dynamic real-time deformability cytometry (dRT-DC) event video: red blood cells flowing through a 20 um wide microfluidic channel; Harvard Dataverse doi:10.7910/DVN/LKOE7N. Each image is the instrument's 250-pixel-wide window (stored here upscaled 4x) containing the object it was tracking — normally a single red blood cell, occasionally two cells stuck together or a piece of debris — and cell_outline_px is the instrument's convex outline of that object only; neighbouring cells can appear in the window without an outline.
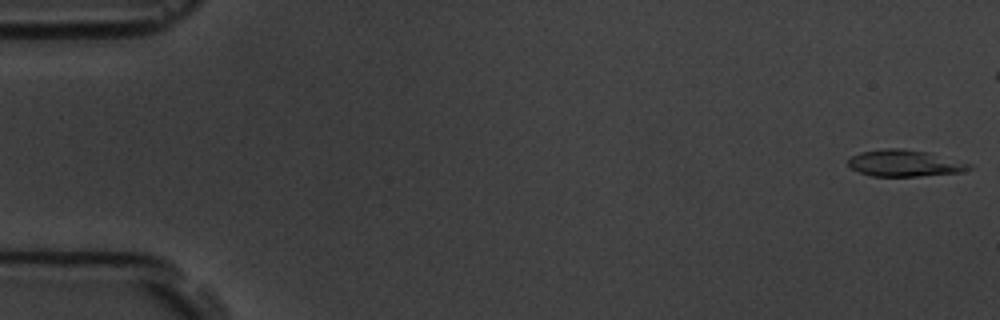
{"species": "common noctule bat (a hibernating species)", "species_latin": "Nyctalus noctula", "temperature_condition": "room temperature", "stored_images_in_passage": 7, "camera_frame_rate_fps": 3000, "um_per_image_px": 0.085, "animal": {"sex": "male", "body_mass_g": 19.5, "forearm_length_mm": 54.6}, "frame": {"image": 1, "passage_image": 1, "time_ms": 0.0, "image_size_px": [1000, 320], "cell_outline_px": [[972, 168], [964, 172], [920, 176], [872, 176], [860, 172], [852, 168], [848, 164], [848, 160], [852, 156], [860, 152], [884, 148], [900, 148], [928, 152], [972, 164]], "centroid_in_image_um": [76.92, 13.87], "position_along_channel_um": 8.1, "area_um2": 18.73}}
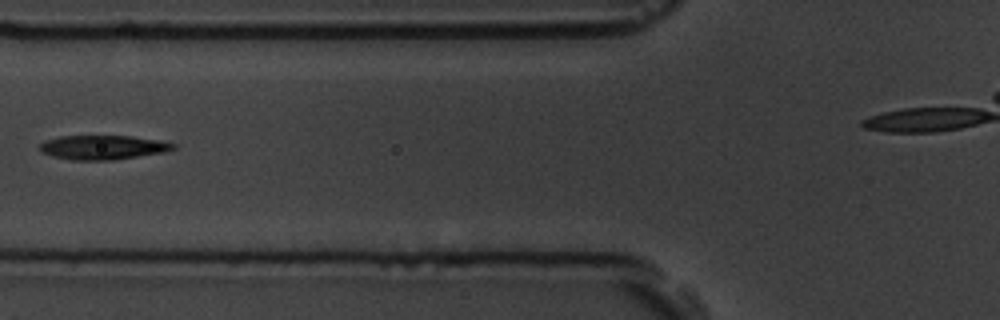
{"frame": {"image": 2, "passage_image": 7, "time_ms": 7.0, "image_size_px": [1000, 320], "cell_outline_px": [[176, 148], [164, 152], [112, 160], [72, 160], [52, 156], [40, 152], [40, 144], [44, 140], [60, 136], [132, 136], [156, 140], [176, 144]], "centroid_in_image_um": [8.7, 12.52], "position_along_channel_um": 117.1, "area_um2": 18.79}}